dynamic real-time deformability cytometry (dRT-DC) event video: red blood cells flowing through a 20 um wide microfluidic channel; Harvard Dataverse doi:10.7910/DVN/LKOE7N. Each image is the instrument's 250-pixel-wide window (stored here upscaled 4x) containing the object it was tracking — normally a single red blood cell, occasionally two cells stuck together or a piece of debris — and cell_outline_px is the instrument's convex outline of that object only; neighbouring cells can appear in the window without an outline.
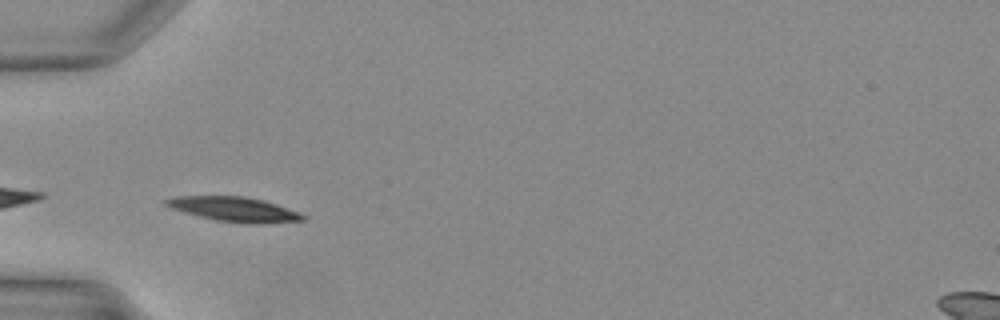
{"species": "Egyptian fruit bat (a non-hibernating species)", "species_latin": "Rousettus aegyptiacus", "temperature_condition": "warm", "stored_images_in_passage": 24, "camera_frame_rate_fps": 3000, "um_per_image_px": 0.085, "animal": {"sex": "female"}, "frame": {"image": 1, "passage_image": 1, "time_ms": 0.0, "image_size_px": [1000, 320], "cell_outline_px": [[308, 216], [304, 220], [256, 224], [216, 220], [184, 212], [172, 208], [164, 204], [164, 200], [176, 196], [244, 196], [276, 204], [300, 212]], "centroid_in_image_um": [19.94, 17.78], "position_along_channel_um": 65.1, "area_um2": 19.36}}
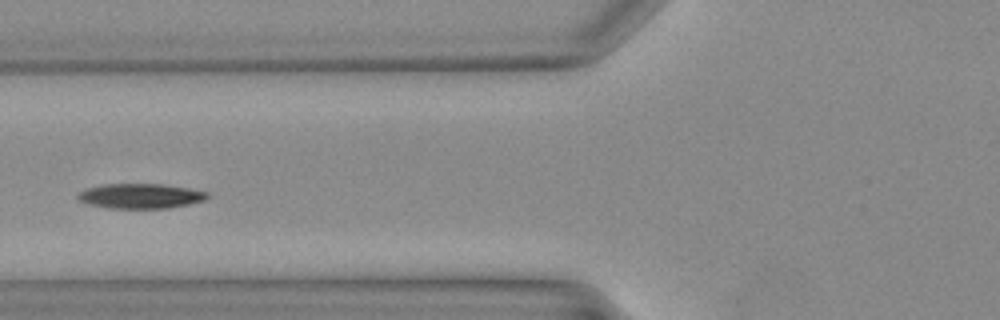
{"frame": {"image": 2, "passage_image": 4, "time_ms": 1.0, "image_size_px": [1000, 320], "cell_outline_px": [[208, 196], [204, 200], [188, 204], [168, 208], [108, 208], [88, 204], [80, 200], [76, 196], [80, 192], [88, 188], [104, 184], [160, 184], [188, 188], [208, 192]], "centroid_in_image_um": [11.93, 16.66], "position_along_channel_um": 113.9, "area_um2": 18.55}}